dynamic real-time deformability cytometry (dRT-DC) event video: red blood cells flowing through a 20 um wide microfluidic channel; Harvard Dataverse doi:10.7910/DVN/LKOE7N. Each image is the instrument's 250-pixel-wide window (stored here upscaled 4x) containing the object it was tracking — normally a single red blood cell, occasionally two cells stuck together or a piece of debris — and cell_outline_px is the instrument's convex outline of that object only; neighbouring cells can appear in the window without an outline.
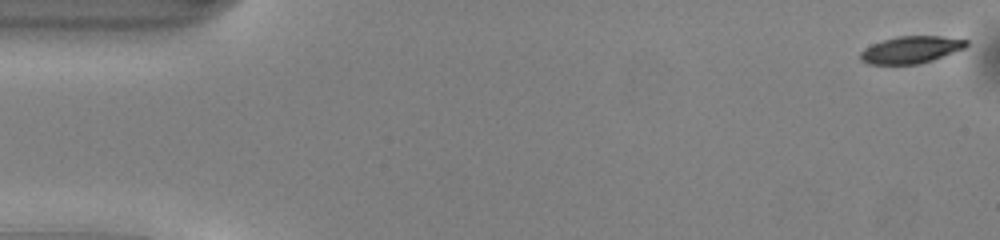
{"species": "common noctule bat (a hibernating species)", "species_latin": "Nyctalus noctula", "temperature_condition": "warm", "stored_images_in_passage": 49, "camera_frame_rate_fps": 3000, "um_per_image_px": 0.085, "animal": {"sex": "male", "body_mass_g": 13.0, "forearm_length_mm": 53.1}, "frame": {"image": 1, "passage_image": 1, "time_ms": 0.0, "image_size_px": [1000, 240], "cell_outline_px": [[968, 44], [964, 48], [932, 60], [920, 64], [868, 64], [860, 60], [860, 52], [864, 48], [872, 44], [896, 36], [940, 36], [968, 40]], "centroid_in_image_um": [77.4, 4.23], "position_along_channel_um": 7.6, "area_um2": 16.65}}
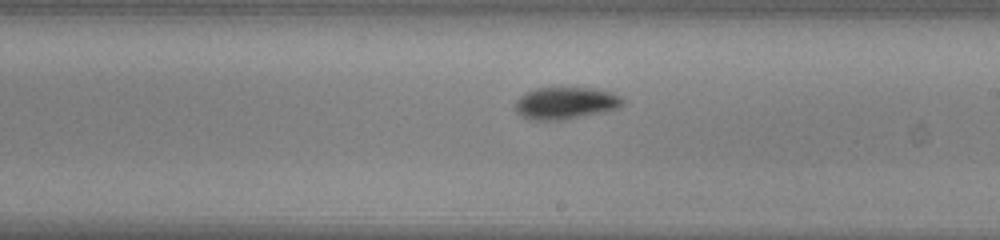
{"frame": {"image": 2, "passage_image": 28, "time_ms": 9.0, "image_size_px": [1000, 240], "cell_outline_px": [[624, 104], [620, 108], [604, 112], [560, 120], [532, 120], [516, 112], [516, 100], [524, 92], [536, 88], [596, 88], [624, 96]], "centroid_in_image_um": [48.12, 8.75], "position_along_channel_um": 240.9, "area_um2": 20.23}}
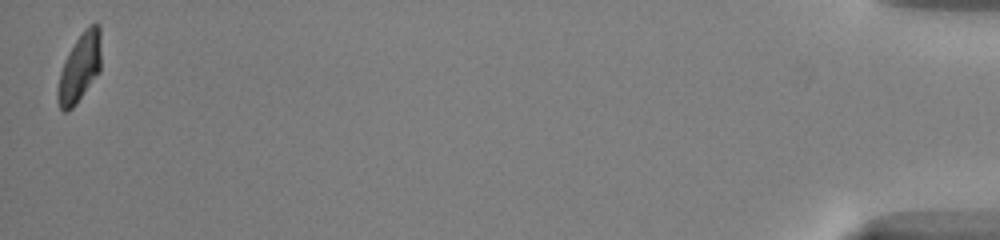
{"frame": {"image": 3, "passage_image": 49, "time_ms": 16.0, "image_size_px": [1000, 240], "cell_outline_px": [[100, 72], [76, 104], [68, 112], [64, 112], [60, 108], [56, 100], [56, 92], [60, 72], [64, 60], [68, 52], [84, 28], [88, 24], [96, 20], [100, 24]], "centroid_in_image_um": [6.77, 5.73], "position_along_channel_um": 428.4, "area_um2": 17.74}, "authors_computed_cell_mechanics": {"area_um2": 18.5538, "velocity_mm_per_s": 4.1308, "shape_relaxation_time_tau1_ms": 1.9047, "shape_relaxation_time_tau2_ms": 5.9992, "deformation_change_tau1": 0.1366, "deformation_change_tau2": 0.1052}}